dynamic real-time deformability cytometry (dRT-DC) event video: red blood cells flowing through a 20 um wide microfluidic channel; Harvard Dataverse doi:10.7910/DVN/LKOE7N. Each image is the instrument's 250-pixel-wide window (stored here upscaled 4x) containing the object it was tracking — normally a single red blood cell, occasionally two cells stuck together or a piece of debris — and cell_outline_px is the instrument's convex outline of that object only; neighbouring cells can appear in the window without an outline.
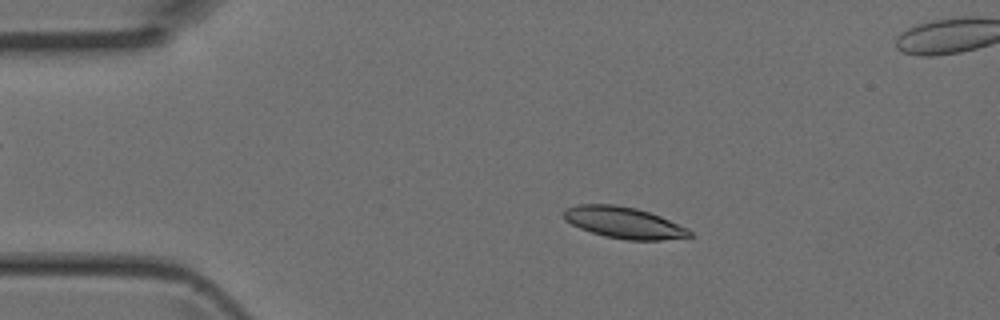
{"species": "Egyptian fruit bat (a non-hibernating species)", "species_latin": "Rousettus aegyptiacus", "temperature_condition": "room temperature", "stored_images_in_passage": 4, "camera_frame_rate_fps": 3000, "um_per_image_px": 0.085, "animal": {"sex": "female"}, "frame": {"image": 1, "passage_image": 2, "time_ms": 0.333, "image_size_px": [1000, 320], "cell_outline_px": [[692, 236], [660, 240], [624, 240], [604, 236], [580, 228], [564, 220], [560, 212], [564, 208], [576, 204], [616, 204], [636, 208], [660, 216], [688, 228], [692, 232]], "centroid_in_image_um": [52.96, 18.91], "position_along_channel_um": 32.0, "area_um2": 23.24}}